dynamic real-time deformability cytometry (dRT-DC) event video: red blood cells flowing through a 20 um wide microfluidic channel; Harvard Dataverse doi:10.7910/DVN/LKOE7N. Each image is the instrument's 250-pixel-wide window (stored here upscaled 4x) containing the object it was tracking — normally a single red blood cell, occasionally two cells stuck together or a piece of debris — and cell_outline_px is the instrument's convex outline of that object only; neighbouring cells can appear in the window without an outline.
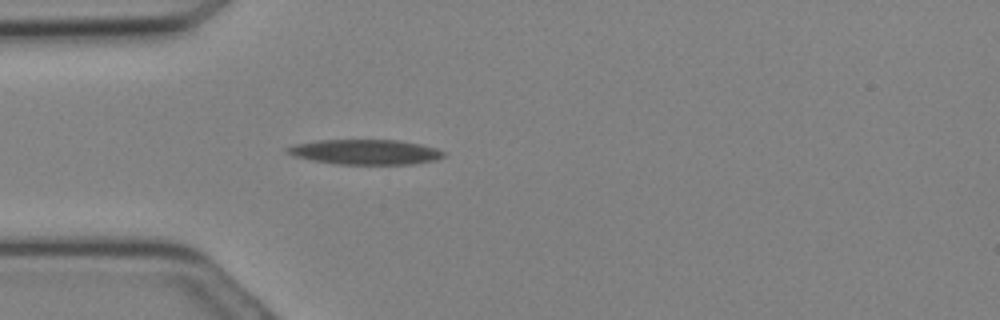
{"species": "Egyptian fruit bat (a non-hibernating species)", "species_latin": "Rousettus aegyptiacus", "temperature_condition": "cold", "stored_images_in_passage": 10, "camera_frame_rate_fps": 3000, "um_per_image_px": 0.085, "animal": {"sex": "female"}, "frame": {"image": 1, "passage_image": 4, "time_ms": 1.0, "image_size_px": [1000, 320], "cell_outline_px": [[444, 156], [436, 160], [412, 164], [336, 164], [312, 160], [292, 156], [284, 152], [284, 148], [292, 144], [316, 140], [396, 140], [420, 144], [436, 148], [444, 152]], "centroid_in_image_um": [30.97, 12.91], "position_along_channel_um": 54.0, "area_um2": 22.95}}
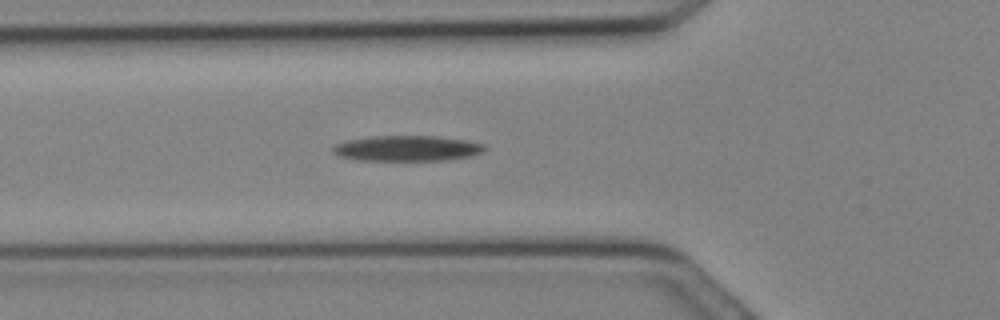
{"frame": {"image": 2, "passage_image": 6, "time_ms": 1.667, "image_size_px": [1000, 320], "cell_outline_px": [[488, 148], [484, 152], [472, 156], [444, 160], [360, 160], [340, 156], [332, 152], [332, 148], [336, 144], [348, 140], [372, 136], [436, 136], [468, 140], [484, 144]], "centroid_in_image_um": [34.67, 12.6], "position_along_channel_um": 91.1, "area_um2": 22.6}}
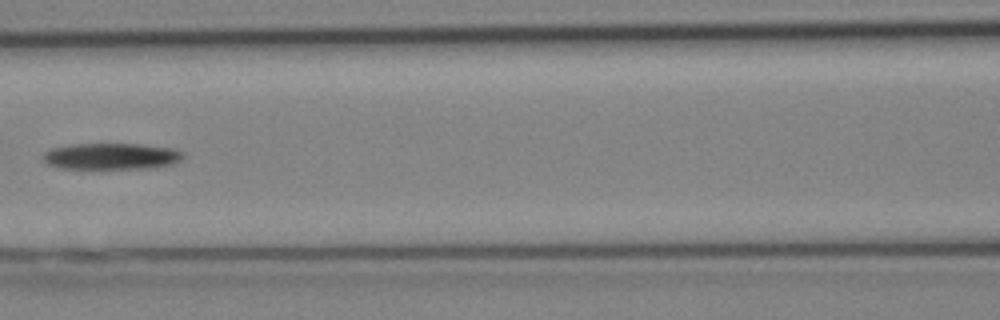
{"frame": {"image": 3, "passage_image": 9, "time_ms": 2.667, "image_size_px": [1000, 320], "cell_outline_px": [[184, 156], [180, 160], [172, 164], [140, 168], [64, 168], [48, 164], [44, 160], [44, 152], [48, 148], [64, 144], [140, 144], [172, 148], [184, 152]], "centroid_in_image_um": [9.42, 13.26], "position_along_channel_um": 157.2, "area_um2": 21.39}}